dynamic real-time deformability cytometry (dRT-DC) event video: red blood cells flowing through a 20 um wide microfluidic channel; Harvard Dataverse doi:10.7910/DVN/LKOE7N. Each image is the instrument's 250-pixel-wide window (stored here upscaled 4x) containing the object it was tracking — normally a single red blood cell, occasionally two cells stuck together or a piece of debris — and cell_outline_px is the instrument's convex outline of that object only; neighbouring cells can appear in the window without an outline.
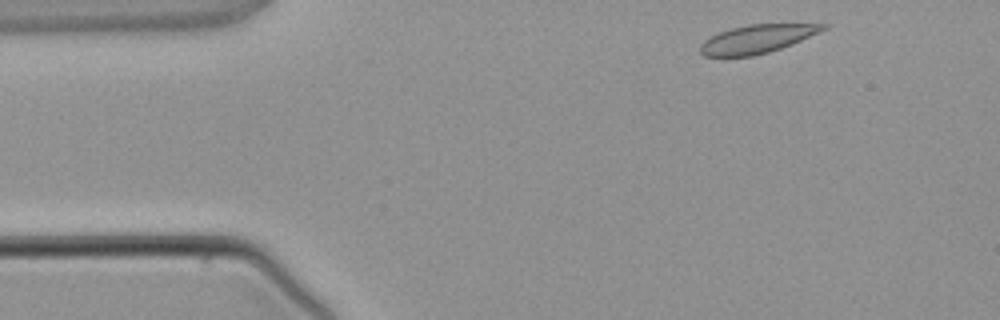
{"species": "common noctule bat (a hibernating species)", "species_latin": "Nyctalus noctula", "temperature_condition": "warm", "stored_images_in_passage": 4, "camera_frame_rate_fps": 3000, "um_per_image_px": 0.085, "animal": {"sex": "male", "body_mass_g": 21.5, "forearm_length_mm": 52.0}, "frame": {"image": 1, "passage_image": 1, "time_ms": 0.0, "image_size_px": [1000, 320], "cell_outline_px": [[832, 24], [828, 28], [792, 44], [768, 52], [752, 56], [704, 56], [700, 52], [700, 44], [704, 40], [720, 32], [732, 28], [748, 24]], "centroid_in_image_um": [64.36, 3.31], "position_along_channel_um": 20.6, "area_um2": 20.11}}
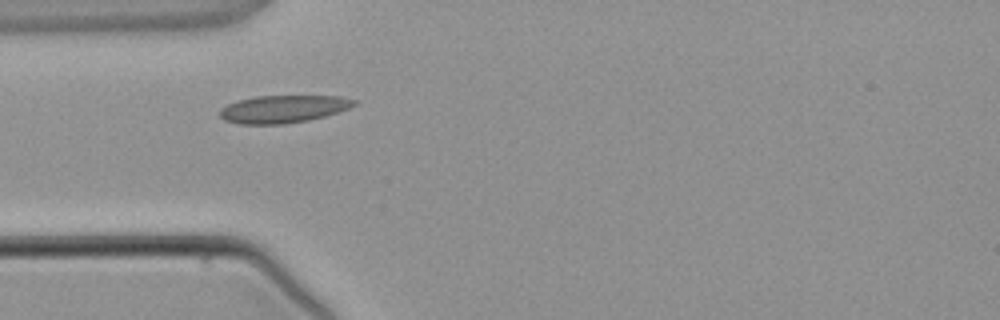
{"frame": {"image": 2, "passage_image": 3, "time_ms": 2.333, "image_size_px": [1000, 320], "cell_outline_px": [[360, 100], [356, 104], [348, 108], [324, 116], [308, 120], [284, 124], [240, 124], [224, 120], [220, 116], [220, 108], [236, 100], [256, 96], [340, 96]], "centroid_in_image_um": [24.07, 9.26], "position_along_channel_um": 60.9, "area_um2": 21.62}}
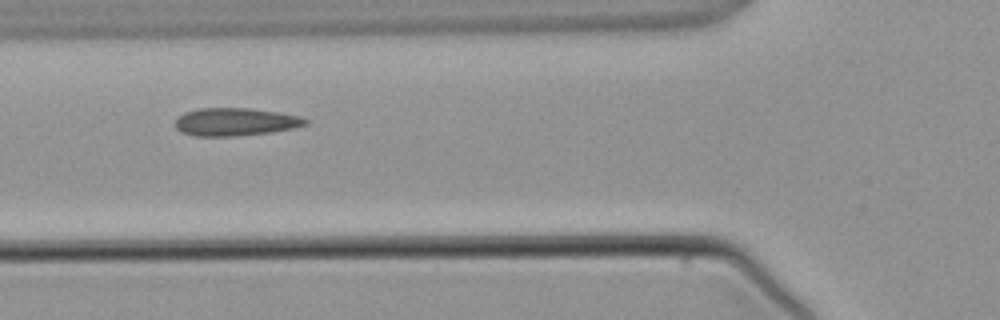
{"frame": {"image": 3, "passage_image": 4, "time_ms": 3.333, "image_size_px": [1000, 320], "cell_outline_px": [[308, 124], [292, 128], [272, 132], [236, 136], [192, 136], [180, 132], [176, 128], [176, 120], [184, 112], [200, 108], [248, 108], [276, 112], [300, 116], [308, 120]], "centroid_in_image_um": [19.98, 10.36], "position_along_channel_um": 105.8, "area_um2": 21.1}}